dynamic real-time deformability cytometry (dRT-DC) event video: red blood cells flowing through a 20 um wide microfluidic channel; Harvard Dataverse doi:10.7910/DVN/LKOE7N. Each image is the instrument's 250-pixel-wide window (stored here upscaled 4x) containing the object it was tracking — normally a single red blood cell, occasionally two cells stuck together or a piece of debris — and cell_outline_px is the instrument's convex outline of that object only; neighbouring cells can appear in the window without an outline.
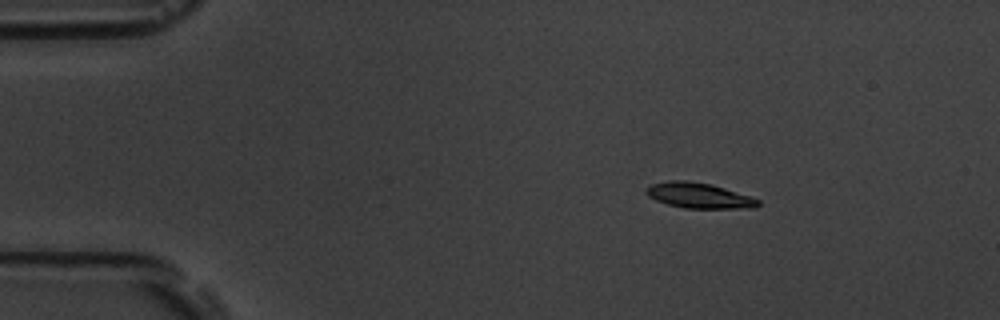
{"species": "common noctule bat (a hibernating species)", "species_latin": "Nyctalus noctula", "temperature_condition": "room temperature", "stored_images_in_passage": 48, "camera_frame_rate_fps": 3000, "um_per_image_px": 0.085, "animal": {"sex": "male", "body_mass_g": 19.5, "forearm_length_mm": 54.6}, "frame": {"image": 1, "passage_image": 1, "time_ms": 0.0, "image_size_px": [1000, 320], "cell_outline_px": [[760, 204], [756, 208], [684, 208], [668, 204], [656, 200], [648, 196], [644, 192], [644, 188], [652, 184], [668, 180], [688, 180], [712, 184], [752, 196], [760, 200]], "centroid_in_image_um": [59.42, 16.61], "position_along_channel_um": 25.6, "area_um2": 16.82}}
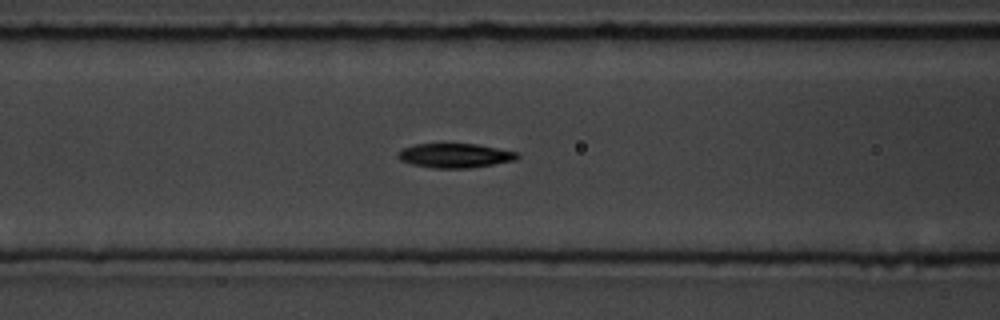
{"frame": {"image": 2, "passage_image": 15, "time_ms": 4.667, "image_size_px": [1000, 320], "cell_outline_px": [[520, 156], [516, 160], [468, 168], [432, 168], [412, 164], [400, 160], [396, 156], [396, 152], [400, 148], [412, 144], [476, 144], [520, 152]], "centroid_in_image_um": [38.63, 13.21], "position_along_channel_um": 128.0, "area_um2": 17.11}}
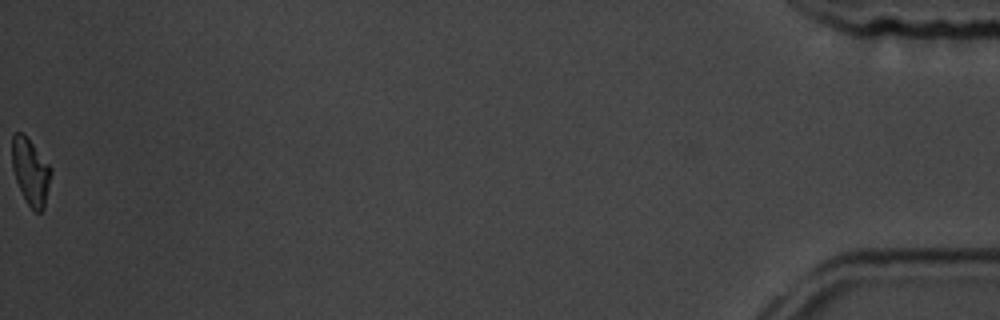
{"frame": {"image": 3, "passage_image": 48, "time_ms": 15.667, "image_size_px": [1000, 320], "cell_outline_px": [[52, 172], [44, 208], [40, 212], [36, 212], [28, 204], [16, 180], [12, 168], [12, 136], [16, 132], [24, 132], [52, 168]], "centroid_in_image_um": [2.6, 14.55], "position_along_channel_um": 432.6, "area_um2": 15.03}, "authors_computed_cell_mechanics": {"area_um2": 16.6175, "velocity_mm_per_s": 3.7059, "shape_relaxation_time_tau1_ms": 2.3902, "shape_relaxation_time_tau2_ms": 6.6385, "deformation_change_tau1": 0.1149, "deformation_change_tau2": 0.1185}}